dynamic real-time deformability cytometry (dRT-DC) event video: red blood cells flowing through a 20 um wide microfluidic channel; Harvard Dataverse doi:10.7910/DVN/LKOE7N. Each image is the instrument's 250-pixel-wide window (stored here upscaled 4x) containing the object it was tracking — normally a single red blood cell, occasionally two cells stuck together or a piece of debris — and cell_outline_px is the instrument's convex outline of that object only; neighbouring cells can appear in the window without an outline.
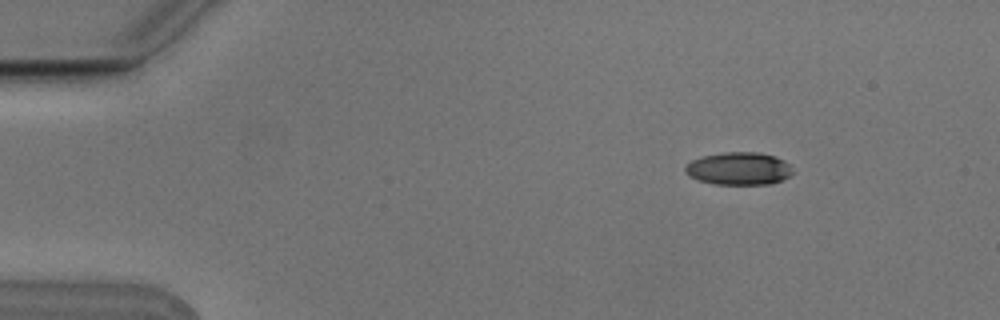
{"species": "Egyptian fruit bat (a non-hibernating species)", "species_latin": "Rousettus aegyptiacus", "temperature_condition": "cold", "stored_images_in_passage": 9, "camera_frame_rate_fps": 3000, "um_per_image_px": 0.085, "animal": {"sex": "male"}, "frame": {"image": 1, "passage_image": 2, "time_ms": 0.333, "image_size_px": [1000, 320], "cell_outline_px": [[792, 172], [788, 176], [780, 180], [768, 184], [712, 184], [696, 180], [684, 168], [692, 160], [704, 156], [724, 152], [760, 152], [776, 156], [784, 160], [788, 164]], "centroid_in_image_um": [62.8, 14.32], "position_along_channel_um": 22.2, "area_um2": 20.23}}
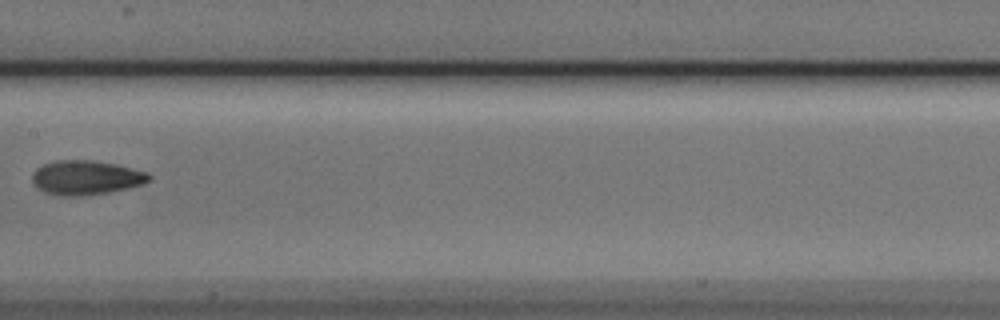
{"frame": {"image": 2, "passage_image": 8, "time_ms": 2.333, "image_size_px": [1000, 320], "cell_outline_px": [[152, 180], [144, 184], [128, 188], [108, 192], [80, 196], [60, 196], [48, 192], [40, 188], [32, 180], [32, 176], [36, 168], [44, 164], [56, 160], [92, 160], [116, 164], [148, 172], [152, 176]], "centroid_in_image_um": [7.37, 15.09], "position_along_channel_um": 200.0, "area_um2": 23.29}}
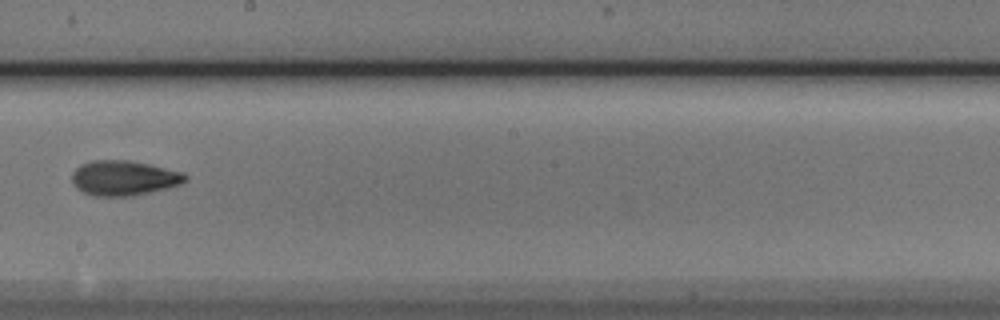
{"frame": {"image": 3, "passage_image": 9, "time_ms": 2.667, "image_size_px": [1000, 320], "cell_outline_px": [[188, 180], [180, 184], [168, 188], [132, 196], [92, 196], [76, 188], [72, 184], [72, 172], [80, 164], [92, 160], [128, 160], [148, 164], [184, 172], [188, 176]], "centroid_in_image_um": [10.52, 15.13], "position_along_channel_um": 237.7, "area_um2": 23.29}}